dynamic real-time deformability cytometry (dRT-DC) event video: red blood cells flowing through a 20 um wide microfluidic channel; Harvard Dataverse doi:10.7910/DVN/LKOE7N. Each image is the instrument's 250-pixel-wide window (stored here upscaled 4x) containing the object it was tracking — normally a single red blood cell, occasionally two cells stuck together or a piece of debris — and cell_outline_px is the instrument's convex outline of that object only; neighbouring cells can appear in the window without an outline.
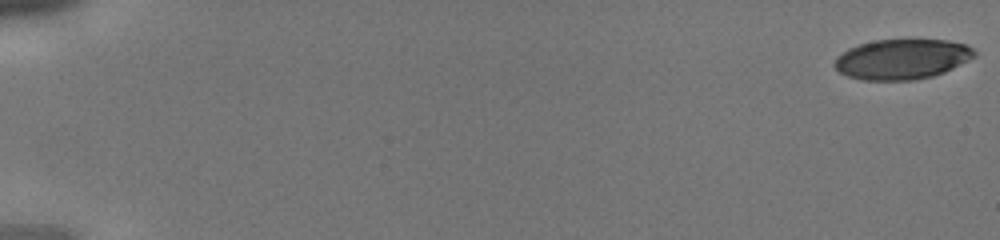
{"species": "human", "species_latin": "Homo sapiens", "temperature_condition": "cold", "stored_images_in_passage": 43, "camera_frame_rate_fps": 3000, "um_per_image_px": 0.085, "donor": {"sex": "male"}, "frame": {"image": 1, "passage_image": 1, "time_ms": 0.0, "image_size_px": [1000, 240], "cell_outline_px": [[976, 56], [944, 72], [932, 76], [916, 80], [860, 80], [848, 76], [840, 72], [832, 64], [836, 56], [848, 48], [860, 44], [876, 40], [948, 40], [968, 44], [976, 52]], "centroid_in_image_um": [76.66, 5.03], "position_along_channel_um": 8.3, "area_um2": 32.83}}
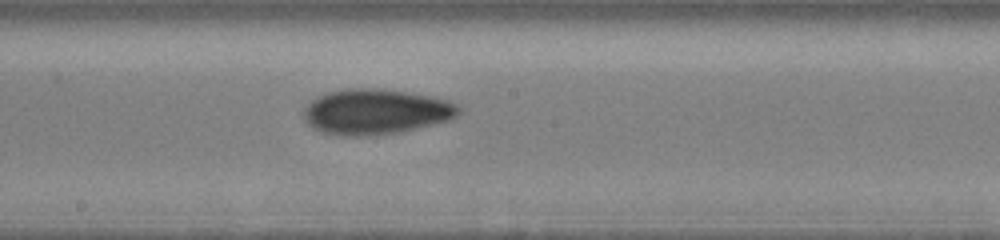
{"frame": {"image": 2, "passage_image": 25, "time_ms": 8.0, "image_size_px": [1000, 240], "cell_outline_px": [[460, 112], [452, 120], [400, 132], [360, 136], [344, 136], [324, 132], [312, 128], [304, 120], [304, 112], [308, 104], [312, 100], [328, 92], [348, 88], [376, 88], [432, 96], [448, 100], [460, 104]], "centroid_in_image_um": [31.98, 9.5], "position_along_channel_um": 216.2, "area_um2": 40.92}}
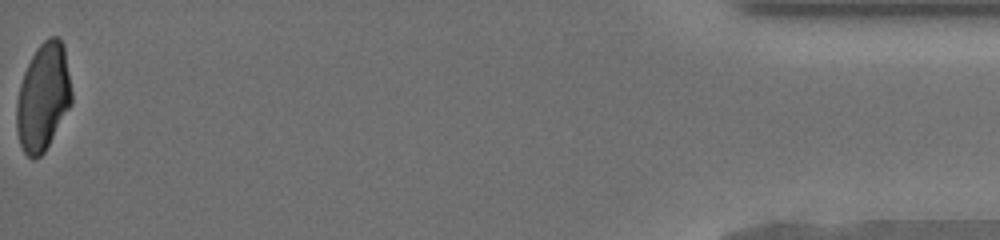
{"frame": {"image": 3, "passage_image": 43, "time_ms": 14.0, "image_size_px": [1000, 240], "cell_outline_px": [[72, 104], [44, 152], [40, 156], [32, 160], [24, 152], [20, 144], [16, 128], [16, 104], [20, 84], [24, 72], [36, 48], [48, 36], [60, 36], [64, 44], [72, 92]], "centroid_in_image_um": [3.67, 8.23], "position_along_channel_um": 431.5, "area_um2": 34.68}}